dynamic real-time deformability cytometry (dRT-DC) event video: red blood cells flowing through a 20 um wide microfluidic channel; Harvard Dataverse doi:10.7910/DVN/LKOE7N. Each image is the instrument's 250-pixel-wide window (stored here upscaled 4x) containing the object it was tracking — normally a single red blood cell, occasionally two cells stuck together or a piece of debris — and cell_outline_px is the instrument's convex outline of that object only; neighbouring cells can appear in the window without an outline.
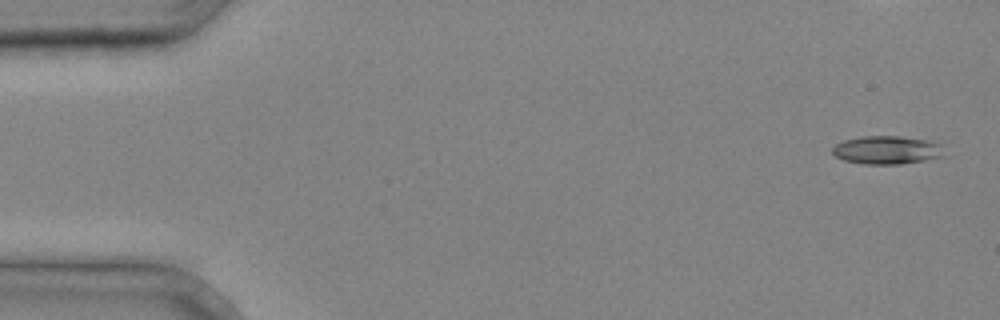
{"species": "common noctule bat (a hibernating species)", "species_latin": "Nyctalus noctula", "temperature_condition": "cold", "stored_images_in_passage": 5, "camera_frame_rate_fps": 3000, "um_per_image_px": 0.085, "animal": {"sex": "male", "body_mass_g": 20.4}, "frame": {"image": 1, "passage_image": 1, "time_ms": 0.0, "image_size_px": [1000, 320], "cell_outline_px": [[944, 156], [924, 160], [900, 164], [864, 164], [844, 160], [836, 156], [832, 152], [832, 148], [836, 144], [844, 140], [860, 136], [900, 136], [932, 140], [940, 144]], "centroid_in_image_um": [75.39, 12.74], "position_along_channel_um": 9.6, "area_um2": 18.44}}